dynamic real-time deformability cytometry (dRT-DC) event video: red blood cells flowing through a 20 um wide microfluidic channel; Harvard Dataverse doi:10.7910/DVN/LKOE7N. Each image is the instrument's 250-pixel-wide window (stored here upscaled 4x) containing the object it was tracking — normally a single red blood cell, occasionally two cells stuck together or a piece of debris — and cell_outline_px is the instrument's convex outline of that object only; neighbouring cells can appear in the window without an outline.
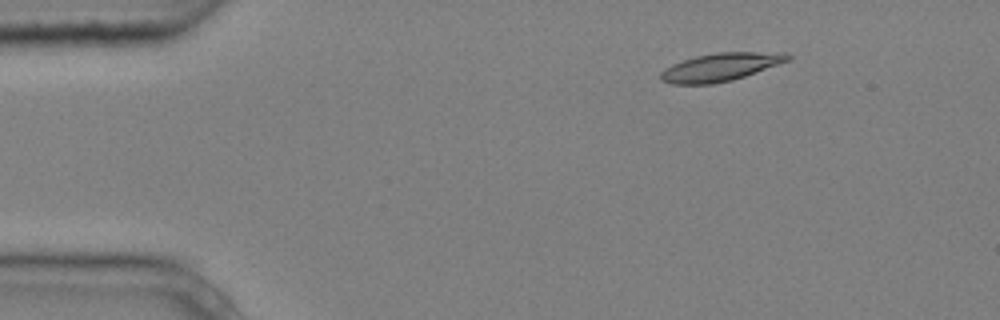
{"species": "common noctule bat (a hibernating species)", "species_latin": "Nyctalus noctula", "temperature_condition": "cold", "stored_images_in_passage": 6, "camera_frame_rate_fps": 3000, "um_per_image_px": 0.085, "animal": {"sex": "male", "body_mass_g": 20.4}, "frame": {"image": 1, "passage_image": 2, "time_ms": 0.333, "image_size_px": [1000, 320], "cell_outline_px": [[792, 60], [732, 80], [712, 84], [672, 84], [660, 80], [660, 72], [664, 68], [672, 64], [696, 56], [716, 52], [784, 52], [792, 56]], "centroid_in_image_um": [61.26, 5.69], "position_along_channel_um": 23.7, "area_um2": 20.87}}
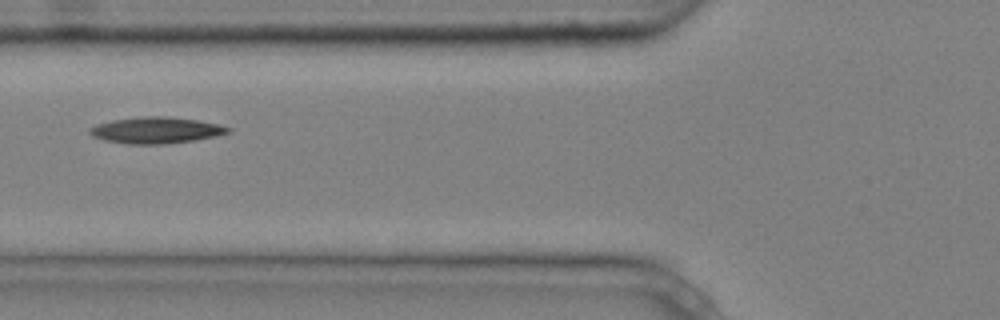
{"frame": {"image": 2, "passage_image": 6, "time_ms": 1.667, "image_size_px": [1000, 320], "cell_outline_px": [[232, 132], [216, 136], [192, 140], [164, 144], [128, 144], [104, 140], [92, 136], [88, 132], [88, 128], [96, 124], [112, 120], [144, 116], [164, 116], [200, 120], [220, 124], [232, 128]], "centroid_in_image_um": [13.28, 11.06], "position_along_channel_um": 112.5, "area_um2": 21.39}}